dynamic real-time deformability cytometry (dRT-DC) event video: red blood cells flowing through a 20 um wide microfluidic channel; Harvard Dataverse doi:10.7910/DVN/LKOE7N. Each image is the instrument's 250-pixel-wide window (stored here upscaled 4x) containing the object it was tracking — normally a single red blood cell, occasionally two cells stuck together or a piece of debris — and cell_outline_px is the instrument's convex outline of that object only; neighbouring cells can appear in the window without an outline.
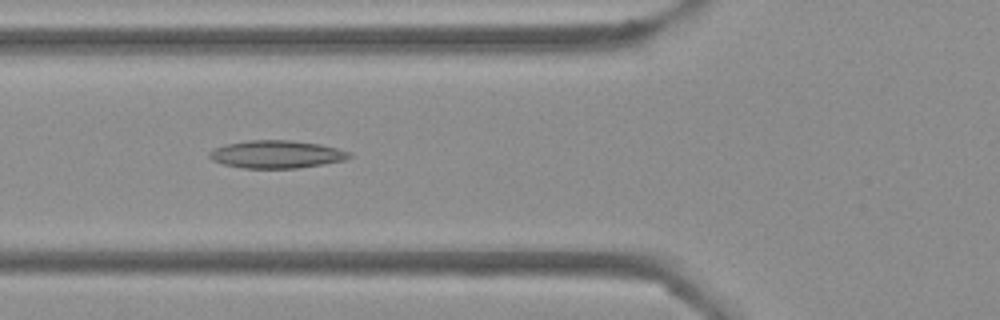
{"species": "Egyptian fruit bat (a non-hibernating species)", "species_latin": "Rousettus aegyptiacus", "temperature_condition": "cold", "stored_images_in_passage": 41, "camera_frame_rate_fps": 3000, "um_per_image_px": 0.085, "frame": {"image": 1, "passage_image": 8, "time_ms": 2.333, "image_size_px": [1000, 320], "cell_outline_px": [[352, 156], [344, 160], [300, 168], [244, 168], [224, 164], [212, 160], [208, 156], [208, 152], [212, 148], [224, 144], [248, 140], [292, 140], [320, 144], [352, 152]], "centroid_in_image_um": [23.48, 13.11], "position_along_channel_um": 102.3, "area_um2": 22.77}}
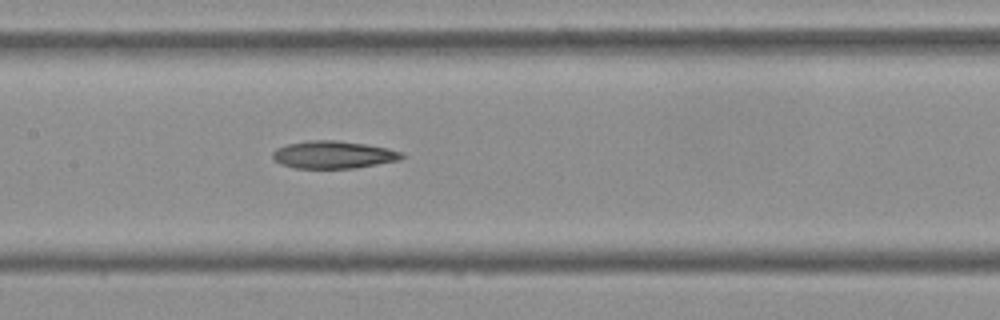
{"frame": {"image": 2, "passage_image": 14, "time_ms": 4.333, "image_size_px": [1000, 320], "cell_outline_px": [[404, 156], [400, 160], [356, 168], [296, 168], [280, 164], [272, 156], [272, 152], [276, 148], [288, 144], [308, 140], [336, 140], [364, 144], [388, 148], [404, 152]], "centroid_in_image_um": [28.35, 13.15], "position_along_channel_um": 179.0, "area_um2": 20.75}}
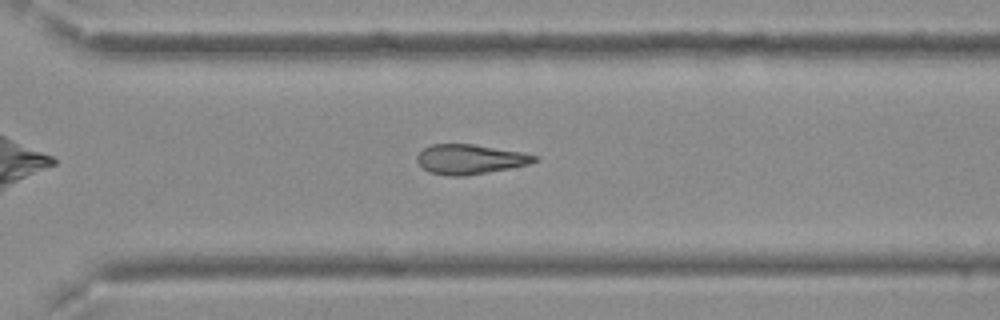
{"frame": {"image": 3, "passage_image": 26, "time_ms": 8.333, "image_size_px": [1000, 320], "cell_outline_px": [[540, 160], [528, 164], [508, 168], [464, 176], [448, 176], [428, 172], [416, 160], [416, 156], [424, 148], [432, 144], [472, 144], [520, 152], [540, 156]], "centroid_in_image_um": [39.94, 13.53], "position_along_channel_um": 330.7, "area_um2": 20.17}}